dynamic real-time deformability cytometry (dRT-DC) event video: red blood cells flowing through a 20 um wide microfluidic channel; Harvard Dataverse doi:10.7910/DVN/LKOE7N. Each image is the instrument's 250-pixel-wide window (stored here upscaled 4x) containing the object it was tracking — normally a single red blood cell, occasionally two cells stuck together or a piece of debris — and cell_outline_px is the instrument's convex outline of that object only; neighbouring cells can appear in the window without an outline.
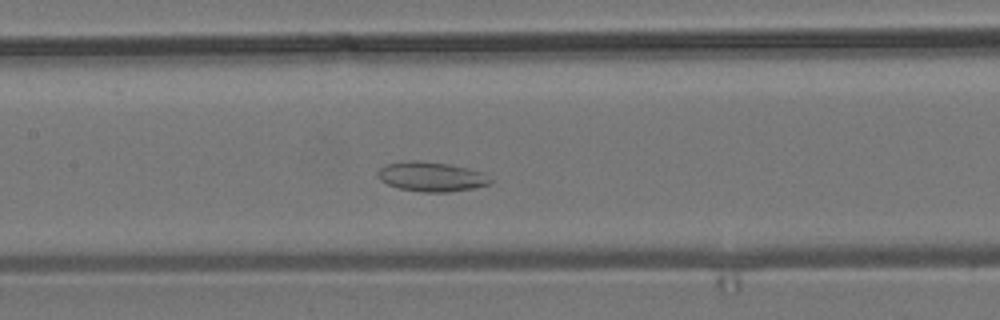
{"species": "common noctule bat (a hibernating species)", "species_latin": "Nyctalus noctula", "temperature_condition": "room temperature", "stored_images_in_passage": 52, "camera_frame_rate_fps": 3000, "um_per_image_px": 0.085, "animal": {"sex": "male", "body_mass_g": 19.2, "forearm_length_mm": 51.8}, "frame": {"image": 1, "passage_image": 23, "time_ms": 7.333, "image_size_px": [1000, 320], "cell_outline_px": [[492, 184], [476, 188], [448, 192], [424, 192], [400, 188], [388, 184], [380, 180], [376, 176], [376, 172], [384, 164], [408, 160], [420, 160], [448, 164], [468, 168], [480, 172], [492, 180]], "centroid_in_image_um": [36.64, 15.01], "position_along_channel_um": 170.8, "area_um2": 19.54}}
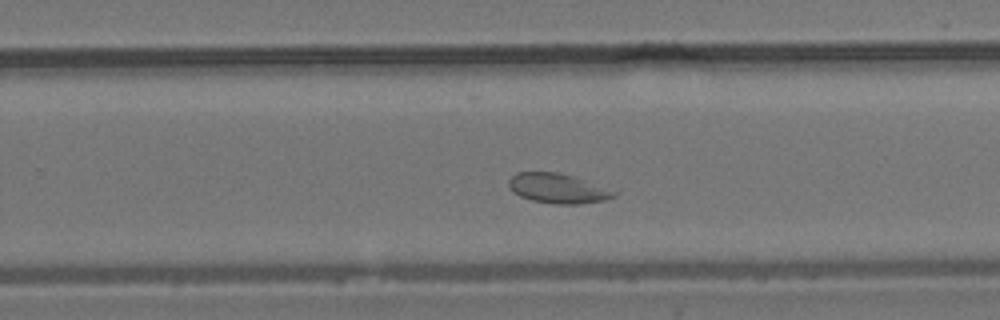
{"frame": {"image": 2, "passage_image": 32, "time_ms": 10.333, "image_size_px": [1000, 320], "cell_outline_px": [[620, 192], [616, 196], [604, 200], [580, 204], [552, 204], [532, 200], [520, 196], [512, 192], [508, 188], [508, 180], [516, 172], [556, 172], [572, 176]], "centroid_in_image_um": [47.4, 16.02], "position_along_channel_um": 282.4, "area_um2": 18.32}}
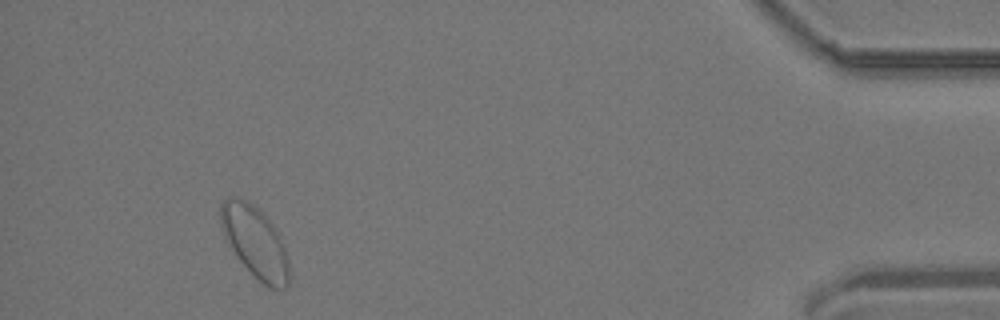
{"frame": {"image": 3, "passage_image": 48, "time_ms": 15.667, "image_size_px": [1000, 320], "cell_outline_px": [[288, 288], [272, 288], [264, 284], [240, 260], [224, 236], [220, 224], [220, 204], [228, 196], [240, 196], [252, 204], [276, 228], [284, 248], [288, 260]], "centroid_in_image_um": [21.65, 20.51], "position_along_channel_um": 413.5, "area_um2": 27.86}, "authors_computed_cell_mechanics": {"area_um2": 24.1026, "velocity_mm_per_s": 3.7344, "shape_relaxation_time_tau1_ms": null, "shape_relaxation_time_tau2_ms": 3.8281, "deformation_change_tau1": null, "deformation_change_tau2": 0.0705}}